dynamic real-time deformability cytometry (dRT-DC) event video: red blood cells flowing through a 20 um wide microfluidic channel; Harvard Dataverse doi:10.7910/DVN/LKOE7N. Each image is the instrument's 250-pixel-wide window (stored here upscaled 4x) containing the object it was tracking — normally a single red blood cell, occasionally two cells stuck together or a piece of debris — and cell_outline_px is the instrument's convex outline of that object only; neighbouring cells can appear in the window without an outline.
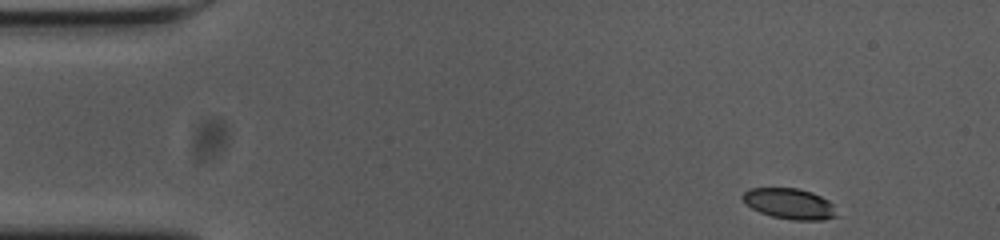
{"species": "common noctule bat (a hibernating species)", "species_latin": "Nyctalus noctula", "temperature_condition": "cold", "stored_images_in_passage": 51, "camera_frame_rate_fps": 3000, "um_per_image_px": 0.085, "animal": {"sex": "female", "body_mass_g": 23.0, "forearm_length_mm": 53.4}, "frame": {"image": 1, "passage_image": 1, "time_ms": 0.0, "image_size_px": [1000, 240], "cell_outline_px": [[840, 216], [824, 220], [792, 220], [772, 216], [760, 212], [752, 208], [740, 196], [748, 188], [800, 188], [812, 192], [828, 200], [832, 204]], "centroid_in_image_um": [67.14, 17.31], "position_along_channel_um": 17.9, "area_um2": 16.94}}
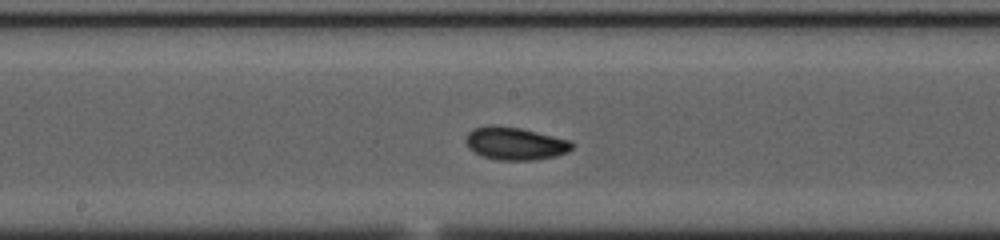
{"frame": {"image": 2, "passage_image": 24, "time_ms": 7.667, "image_size_px": [1000, 240], "cell_outline_px": [[572, 148], [568, 152], [556, 156], [532, 160], [500, 160], [484, 156], [468, 148], [464, 140], [468, 132], [472, 128], [488, 124], [492, 124], [520, 128], [572, 140]], "centroid_in_image_um": [43.76, 12.18], "position_along_channel_um": 204.4, "area_um2": 20.4}}
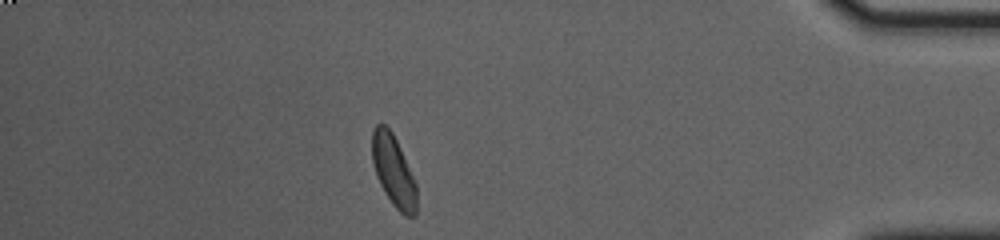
{"frame": {"image": 3, "passage_image": 44, "time_ms": 14.333, "image_size_px": [1000, 240], "cell_outline_px": [[416, 216], [404, 216], [392, 204], [384, 192], [376, 176], [372, 160], [372, 128], [376, 124], [384, 124], [392, 132], [400, 148], [416, 184]], "centroid_in_image_um": [33.43, 14.53], "position_along_channel_um": 401.8, "area_um2": 18.38}, "authors_computed_cell_mechanics": {"area_um2": 18.8428, "velocity_mm_per_s": 3.639, "shape_relaxation_time_tau1_ms": 2.9682, "shape_relaxation_time_tau2_ms": 3.788, "deformation_change_tau1": 0.1099, "deformation_change_tau2": 0.0804}}